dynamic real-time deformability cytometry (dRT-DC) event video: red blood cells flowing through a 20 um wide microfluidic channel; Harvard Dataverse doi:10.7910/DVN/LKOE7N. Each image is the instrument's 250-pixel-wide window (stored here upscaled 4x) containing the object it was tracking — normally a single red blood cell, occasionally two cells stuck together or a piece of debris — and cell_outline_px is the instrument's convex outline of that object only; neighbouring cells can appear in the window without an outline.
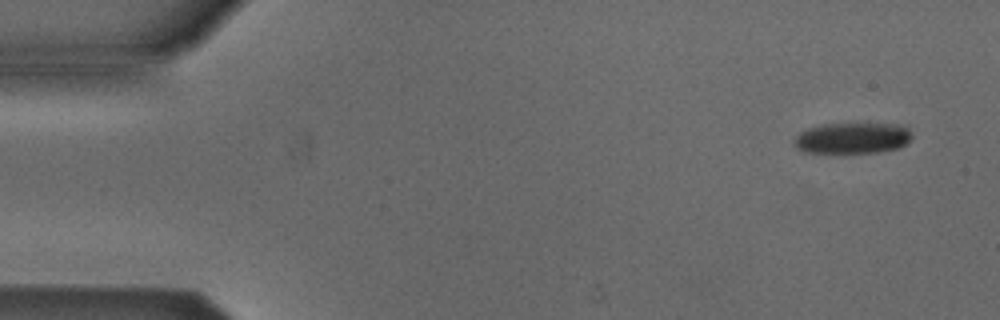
{"species": "Egyptian fruit bat (a non-hibernating species)", "species_latin": "Rousettus aegyptiacus", "temperature_condition": "cold", "stored_images_in_passage": 5, "camera_frame_rate_fps": 3000, "um_per_image_px": 0.085, "animal": {"sex": "male"}, "frame": {"image": 1, "passage_image": 1, "time_ms": 0.0, "image_size_px": [1000, 320], "cell_outline_px": [[912, 136], [900, 148], [876, 152], [836, 156], [800, 152], [796, 148], [792, 140], [800, 132], [808, 128], [824, 124], [896, 124], [908, 128], [912, 132]], "centroid_in_image_um": [72.36, 11.8], "position_along_channel_um": 12.6, "area_um2": 22.25}}
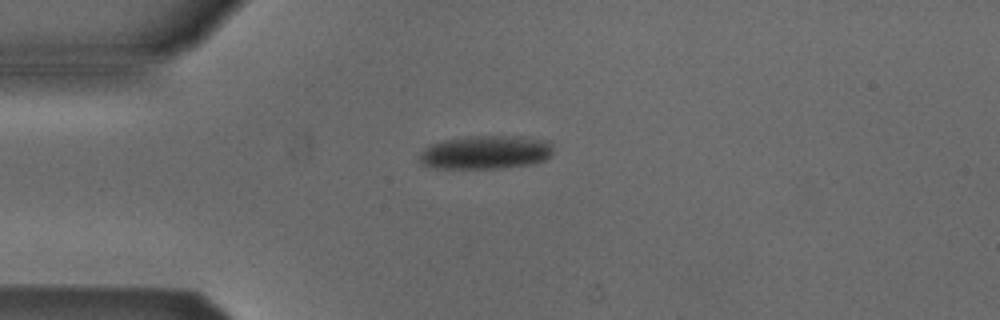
{"frame": {"image": 2, "passage_image": 4, "time_ms": 3.333, "image_size_px": [1000, 320], "cell_outline_px": [[552, 152], [548, 160], [528, 164], [500, 168], [436, 168], [420, 164], [420, 152], [428, 144], [444, 140], [472, 136], [500, 136], [548, 140], [552, 144]], "centroid_in_image_um": [41.25, 12.95], "position_along_channel_um": 43.8, "area_um2": 26.01}}
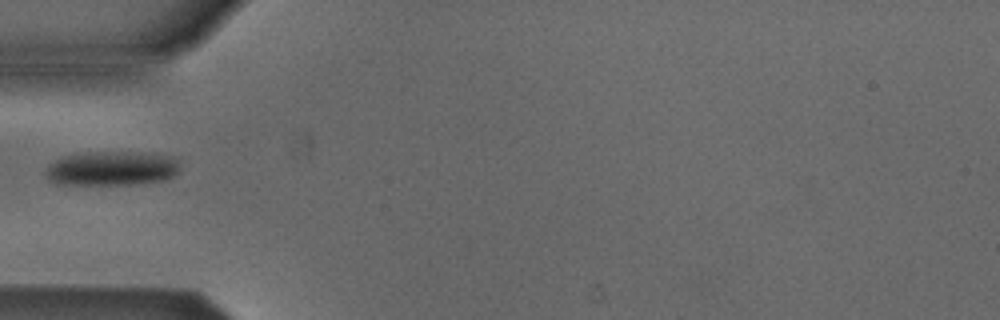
{"frame": {"image": 3, "passage_image": 5, "time_ms": 4.667, "image_size_px": [1000, 320], "cell_outline_px": [[180, 172], [164, 180], [136, 184], [56, 184], [48, 180], [44, 176], [48, 164], [52, 160], [60, 156], [88, 152], [128, 152], [180, 156]], "centroid_in_image_um": [9.51, 14.3], "position_along_channel_um": 75.5, "area_um2": 27.51}}